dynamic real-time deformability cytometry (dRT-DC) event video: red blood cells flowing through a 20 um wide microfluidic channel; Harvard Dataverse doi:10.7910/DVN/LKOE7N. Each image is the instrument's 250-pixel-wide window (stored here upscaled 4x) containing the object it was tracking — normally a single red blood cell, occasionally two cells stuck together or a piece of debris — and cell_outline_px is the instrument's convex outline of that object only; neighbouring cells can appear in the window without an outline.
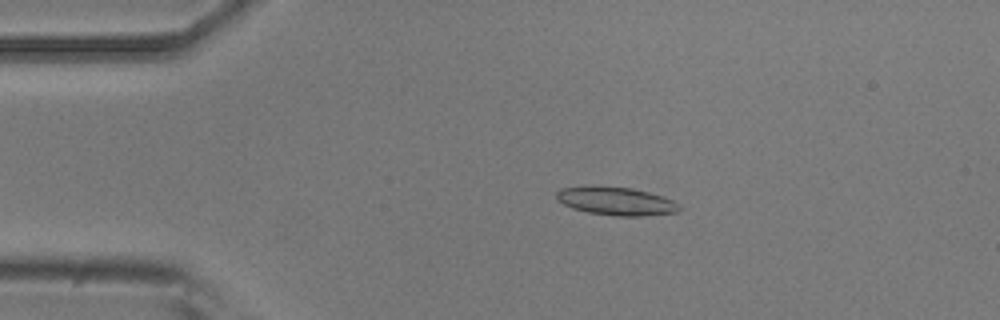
{"species": "common noctule bat (a hibernating species)", "species_latin": "Nyctalus noctula", "temperature_condition": "room temperature", "stored_images_in_passage": 51, "camera_frame_rate_fps": 3000, "um_per_image_px": 0.085, "animal": {"sex": "male", "body_mass_g": 20.5, "forearm_length_mm": 52.5}, "frame": {"image": 1, "passage_image": 10, "time_ms": 3.0, "image_size_px": [1000, 320], "cell_outline_px": [[680, 208], [676, 212], [640, 216], [612, 216], [588, 212], [572, 208], [556, 200], [556, 192], [560, 188], [588, 184], [632, 188], [664, 196], [680, 204]], "centroid_in_image_um": [52.31, 17.07], "position_along_channel_um": 32.7, "area_um2": 20.63}}
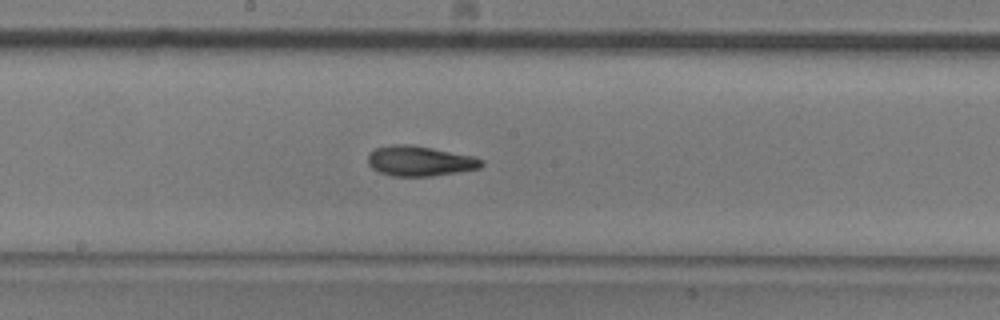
{"frame": {"image": 2, "passage_image": 27, "time_ms": 8.667, "image_size_px": [1000, 320], "cell_outline_px": [[484, 164], [480, 168], [432, 176], [392, 176], [380, 172], [372, 168], [368, 164], [368, 156], [376, 148], [392, 144], [408, 144], [432, 148], [476, 156], [484, 160]], "centroid_in_image_um": [35.72, 13.68], "position_along_channel_um": 212.5, "area_um2": 19.94}}
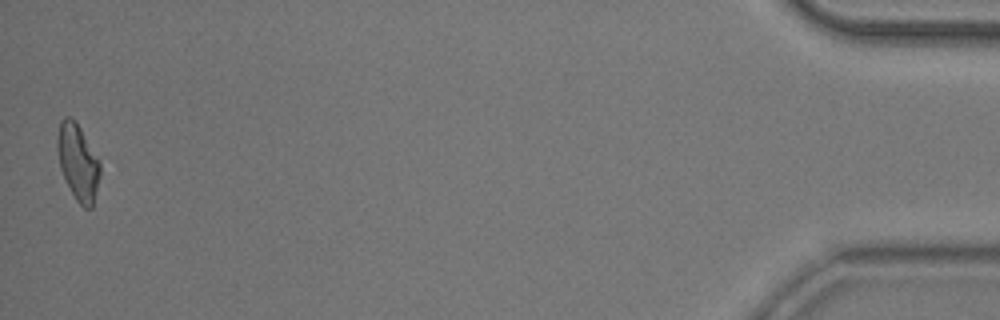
{"frame": {"image": 3, "passage_image": 51, "time_ms": 16.667, "image_size_px": [1000, 320], "cell_outline_px": [[100, 176], [92, 208], [84, 208], [76, 200], [60, 168], [56, 148], [56, 140], [60, 120], [64, 116], [68, 116], [76, 120], [100, 160]], "centroid_in_image_um": [6.62, 13.73], "position_along_channel_um": 428.6, "area_um2": 19.13}, "authors_computed_cell_mechanics": {"area_um2": 19.4208, "velocity_mm_per_s": 3.8837, "shape_relaxation_time_tau1_ms": 2.8036, "shape_relaxation_time_tau2_ms": 10.6932, "deformation_change_tau1": 0.1209, "deformation_change_tau2": 0.2227}}